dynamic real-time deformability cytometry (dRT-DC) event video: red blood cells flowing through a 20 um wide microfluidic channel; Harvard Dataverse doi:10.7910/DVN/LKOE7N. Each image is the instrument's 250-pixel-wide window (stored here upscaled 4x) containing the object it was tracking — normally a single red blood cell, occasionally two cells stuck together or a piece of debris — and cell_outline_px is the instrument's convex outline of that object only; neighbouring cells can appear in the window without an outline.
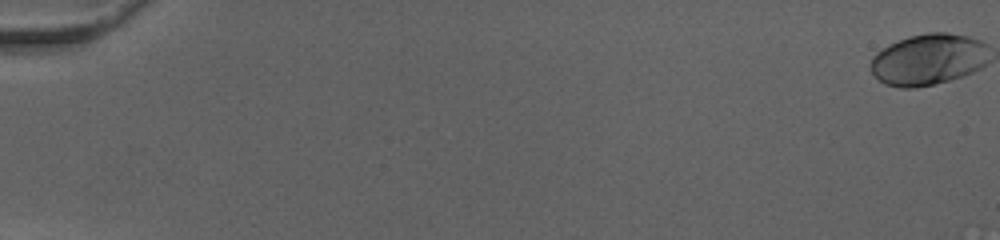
{"species": "human", "species_latin": "Homo sapiens", "temperature_condition": "cold", "stored_images_in_passage": 19, "camera_frame_rate_fps": 3000, "um_per_image_px": 0.085, "donor": {"sex": "female"}, "frame": {"image": 1, "passage_image": 1, "time_ms": 0.0, "image_size_px": [1000, 240], "cell_outline_px": [[968, 40], [956, 72], [952, 76], [944, 80], [932, 84], [888, 84], [880, 80], [872, 72], [872, 60], [884, 48], [900, 40], [912, 36], [960, 36]], "centroid_in_image_um": [78.16, 5.1], "position_along_channel_um": 6.8, "area_um2": 26.7}}
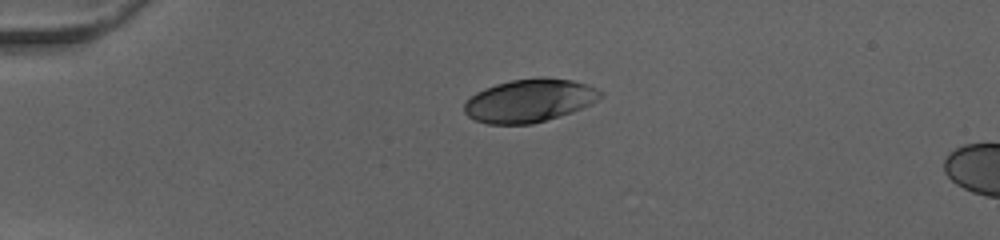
{"frame": {"image": 2, "passage_image": 15, "time_ms": 4.667, "image_size_px": [1000, 240], "cell_outline_px": [[580, 84], [564, 112], [556, 116], [544, 120], [528, 124], [492, 124], [476, 120], [464, 108], [464, 104], [472, 96], [488, 88], [500, 84], [516, 80], [568, 80]], "centroid_in_image_um": [44.34, 8.63], "position_along_channel_um": 40.7, "area_um2": 27.98}}